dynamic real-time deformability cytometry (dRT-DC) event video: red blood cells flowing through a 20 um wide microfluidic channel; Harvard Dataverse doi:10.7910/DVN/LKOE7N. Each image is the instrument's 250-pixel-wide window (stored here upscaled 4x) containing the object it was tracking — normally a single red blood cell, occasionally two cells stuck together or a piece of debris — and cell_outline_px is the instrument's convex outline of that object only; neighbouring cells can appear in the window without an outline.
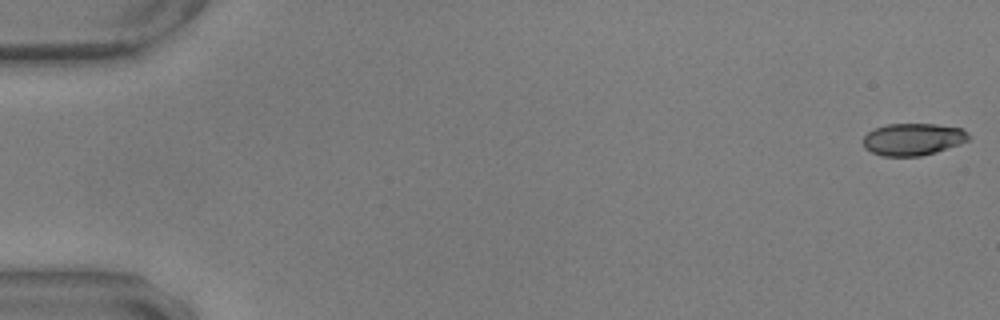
{"species": "common noctule bat (a hibernating species)", "species_latin": "Nyctalus noctula", "temperature_condition": "warm", "stored_images_in_passage": 57, "camera_frame_rate_fps": 3000, "um_per_image_px": 0.085, "animal": {"sex": "male", "body_mass_g": 17.9, "forearm_length_mm": 54.2}, "frame": {"image": 1, "passage_image": 1, "time_ms": 0.0, "image_size_px": [1000, 320], "cell_outline_px": [[972, 136], [968, 140], [960, 144], [936, 152], [920, 156], [884, 156], [872, 152], [864, 148], [864, 136], [868, 132], [876, 128], [888, 124], [936, 124], [960, 128], [968, 132]], "centroid_in_image_um": [77.63, 11.84], "position_along_channel_um": 7.4, "area_um2": 19.71}}
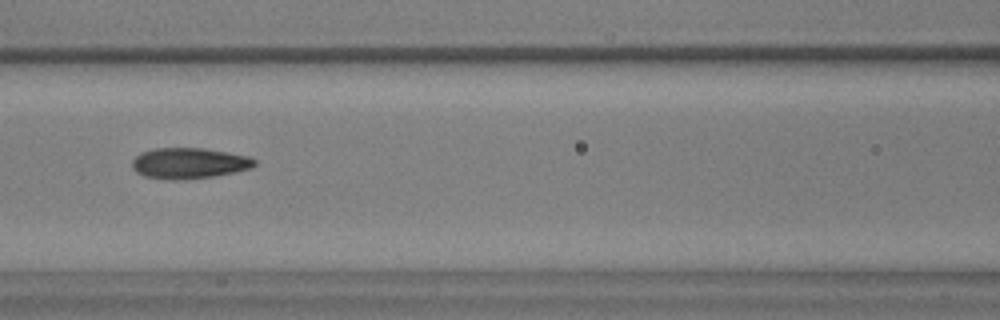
{"frame": {"image": 2, "passage_image": 26, "time_ms": 8.333, "image_size_px": [1000, 320], "cell_outline_px": [[256, 164], [252, 168], [236, 172], [212, 176], [180, 180], [168, 180], [144, 176], [136, 172], [132, 168], [132, 160], [140, 152], [156, 148], [204, 148], [248, 156], [256, 160]], "centroid_in_image_um": [16.05, 13.87], "position_along_channel_um": 150.5, "area_um2": 22.08}}
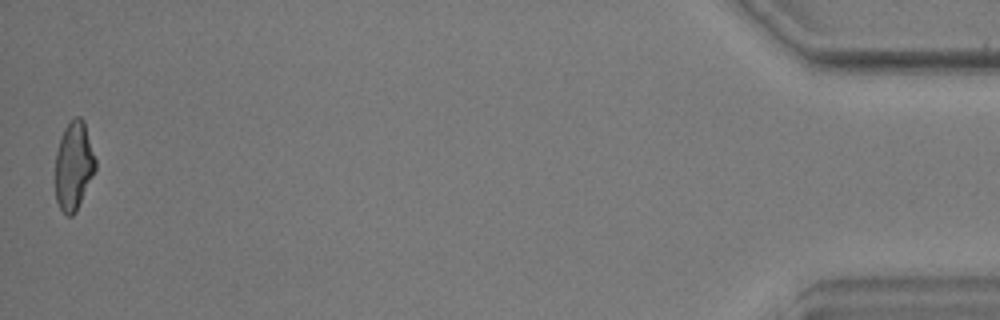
{"frame": {"image": 3, "passage_image": 57, "time_ms": 18.667, "image_size_px": [1000, 320], "cell_outline_px": [[96, 168], [76, 212], [72, 216], [68, 216], [60, 208], [56, 200], [56, 152], [64, 128], [76, 116], [80, 116], [84, 120], [96, 160]], "centroid_in_image_um": [6.28, 14.09], "position_along_channel_um": 428.9, "area_um2": 20.46}, "authors_computed_cell_mechanics": {"area_um2": 21.386, "velocity_mm_per_s": 3.5449, "shape_relaxation_time_tau1_ms": 6.783, "shape_relaxation_time_tau2_ms": 1.7392, "deformation_change_tau1": 0.2038, "deformation_change_tau2": 0.0808}}